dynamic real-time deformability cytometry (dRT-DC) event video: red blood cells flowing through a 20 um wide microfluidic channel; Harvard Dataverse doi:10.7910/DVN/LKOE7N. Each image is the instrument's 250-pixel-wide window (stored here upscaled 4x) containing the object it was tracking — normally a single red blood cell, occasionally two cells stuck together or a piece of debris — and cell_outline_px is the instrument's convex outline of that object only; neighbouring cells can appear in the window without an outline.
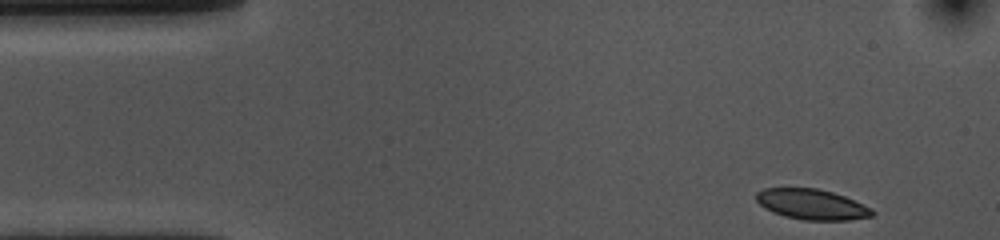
{"species": "common noctule bat (a hibernating species)", "species_latin": "Nyctalus noctula", "temperature_condition": "cold", "stored_images_in_passage": 41, "camera_frame_rate_fps": 3000, "um_per_image_px": 0.085, "animal": {"sex": "female", "body_mass_g": 10.0, "forearm_length_mm": 53.1}, "frame": {"image": 1, "passage_image": 1, "time_ms": 0.0, "image_size_px": [1000, 240], "cell_outline_px": [[876, 212], [872, 216], [848, 220], [804, 220], [784, 216], [772, 212], [764, 208], [756, 200], [756, 192], [764, 188], [816, 188], [832, 192], [844, 196], [872, 208]], "centroid_in_image_um": [68.99, 17.37], "position_along_channel_um": 16.0, "area_um2": 20.58}}
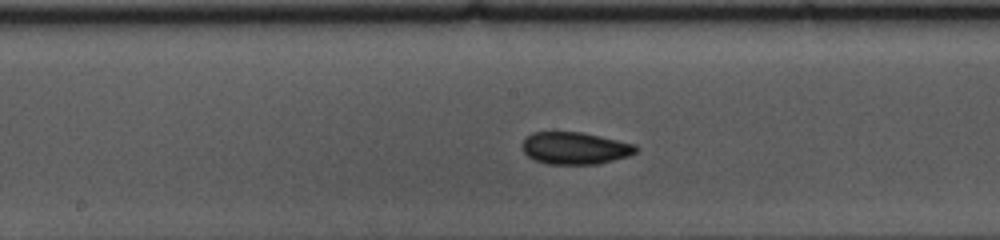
{"frame": {"image": 2, "passage_image": 23, "time_ms": 7.333, "image_size_px": [1000, 240], "cell_outline_px": [[640, 148], [636, 152], [628, 156], [600, 164], [548, 164], [532, 160], [524, 152], [524, 140], [532, 132], [580, 132], [600, 136], [636, 144]], "centroid_in_image_um": [48.91, 12.6], "position_along_channel_um": 199.3, "area_um2": 21.33}}
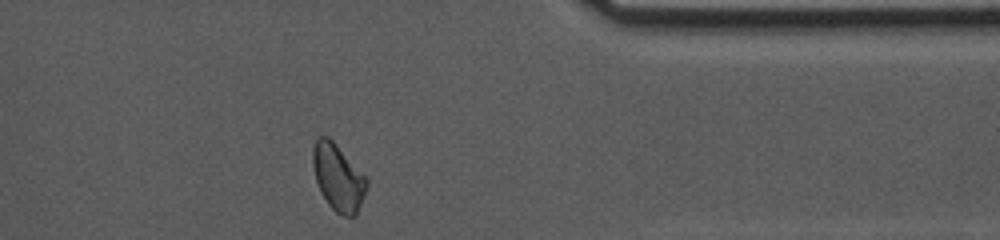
{"frame": {"image": 3, "passage_image": 40, "time_ms": 13.0, "image_size_px": [1000, 240], "cell_outline_px": [[368, 184], [364, 196], [356, 216], [344, 216], [336, 212], [328, 204], [320, 192], [316, 180], [312, 164], [312, 148], [316, 140], [320, 136], [328, 136], [336, 144], [368, 180]], "centroid_in_image_um": [28.72, 15.09], "position_along_channel_um": 382.7, "area_um2": 20.75}, "authors_computed_cell_mechanics": {"area_um2": 21.2126, "velocity_mm_per_s": 3.5589, "shape_relaxation_time_tau1_ms": 8.4107, "shape_relaxation_time_tau2_ms": 3.4472, "deformation_change_tau1": 0.1434, "deformation_change_tau2": 0.0618}}